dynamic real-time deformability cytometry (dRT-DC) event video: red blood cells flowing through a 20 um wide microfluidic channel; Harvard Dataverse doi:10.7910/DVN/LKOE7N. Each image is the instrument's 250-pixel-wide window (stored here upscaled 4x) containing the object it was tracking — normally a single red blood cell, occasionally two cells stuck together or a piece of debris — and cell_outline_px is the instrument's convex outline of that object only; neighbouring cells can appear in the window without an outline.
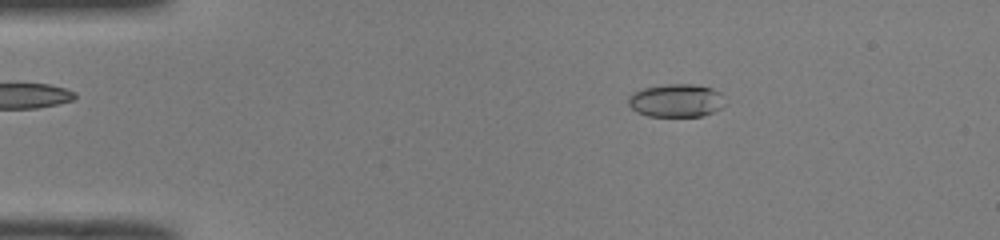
{"species": "common noctule bat (a hibernating species)", "species_latin": "Nyctalus noctula", "temperature_condition": "room temperature", "stored_images_in_passage": 52, "camera_frame_rate_fps": 3000, "um_per_image_px": 0.085, "animal": {"sex": "male", "body_mass_g": 19.0, "forearm_length_mm": 50.8}, "frame": {"image": 1, "passage_image": 10, "time_ms": 3.0, "image_size_px": [1000, 240], "cell_outline_px": [[720, 108], [712, 112], [700, 116], [648, 116], [636, 112], [628, 104], [628, 96], [644, 88], [664, 84], [692, 84], [712, 88], [720, 92]], "centroid_in_image_um": [57.4, 8.54], "position_along_channel_um": 27.6, "area_um2": 18.26}}
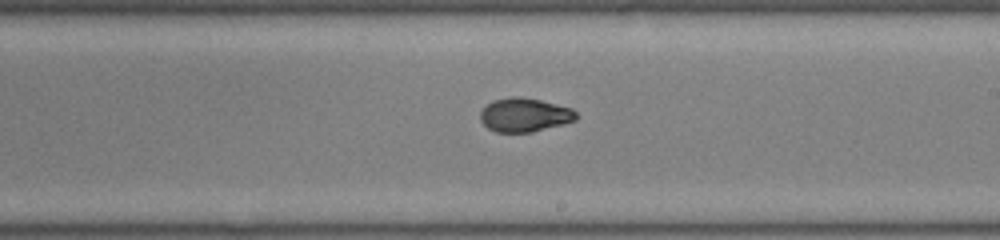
{"frame": {"image": 2, "passage_image": 31, "time_ms": 10.0, "image_size_px": [1000, 240], "cell_outline_px": [[580, 116], [576, 120], [532, 132], [496, 132], [488, 128], [480, 120], [480, 112], [492, 100], [512, 96], [516, 96], [540, 100], [572, 108]], "centroid_in_image_um": [44.59, 9.76], "position_along_channel_um": 244.4, "area_um2": 18.84}}
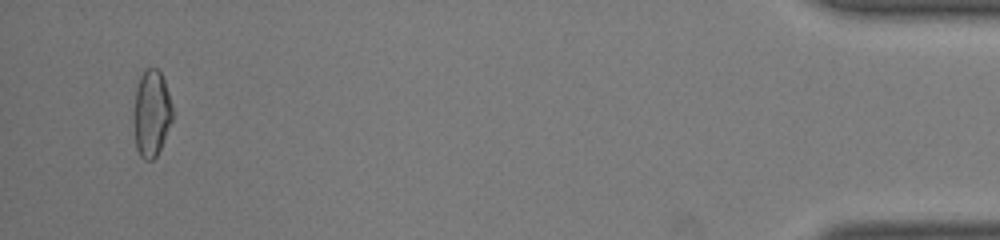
{"frame": {"image": 3, "passage_image": 50, "time_ms": 16.333, "image_size_px": [1000, 240], "cell_outline_px": [[172, 120], [160, 148], [156, 156], [152, 160], [144, 160], [140, 156], [136, 148], [132, 116], [132, 112], [136, 88], [140, 76], [144, 68], [156, 68], [160, 72], [164, 80], [168, 92], [172, 108]], "centroid_in_image_um": [12.83, 9.63], "position_along_channel_um": 422.4, "area_um2": 19.77}, "authors_computed_cell_mechanics": {"area_um2": 19.1029, "velocity_mm_per_s": 4.0353, "shape_relaxation_time_tau1_ms": 10.8185, "shape_relaxation_time_tau2_ms": 1.4284, "deformation_change_tau1": 0.3091, "deformation_change_tau2": 0.0471}}